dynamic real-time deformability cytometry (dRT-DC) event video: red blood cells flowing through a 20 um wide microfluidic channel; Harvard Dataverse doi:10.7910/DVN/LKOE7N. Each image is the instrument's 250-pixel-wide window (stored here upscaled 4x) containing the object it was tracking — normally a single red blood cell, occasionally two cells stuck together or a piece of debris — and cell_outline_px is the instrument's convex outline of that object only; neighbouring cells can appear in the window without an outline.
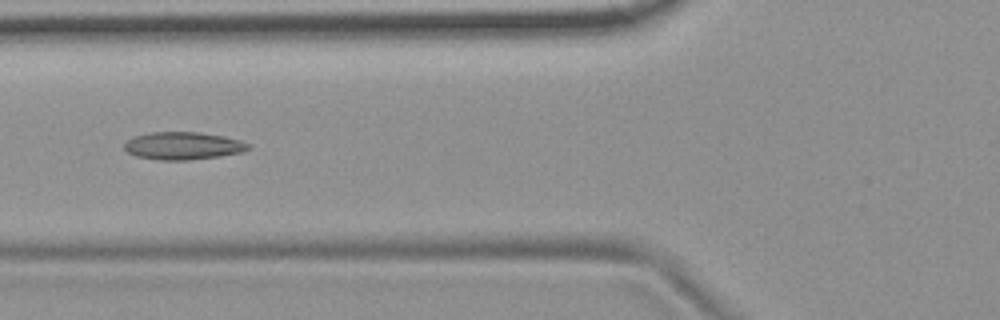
{"species": "common noctule bat (a hibernating species)", "species_latin": "Nyctalus noctula", "temperature_condition": "room temperature", "stored_images_in_passage": 53, "camera_frame_rate_fps": 3000, "um_per_image_px": 0.085, "animal": {"sex": "female", "body_mass_g": 19.9}, "frame": {"image": 1, "passage_image": 20, "time_ms": 6.333, "image_size_px": [1000, 320], "cell_outline_px": [[252, 148], [244, 152], [220, 156], [188, 160], [160, 160], [136, 156], [128, 152], [124, 148], [124, 144], [132, 136], [152, 132], [200, 132], [224, 136], [240, 140], [252, 144]], "centroid_in_image_um": [15.61, 12.39], "position_along_channel_um": 110.2, "area_um2": 20.17}}
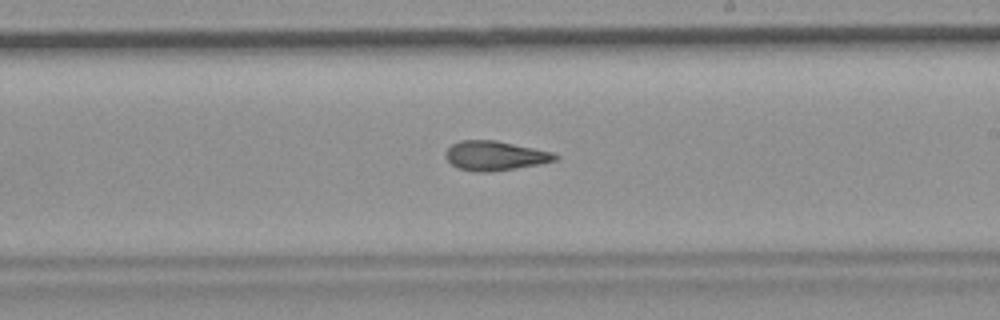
{"frame": {"image": 2, "passage_image": 31, "time_ms": 10.0, "image_size_px": [1000, 320], "cell_outline_px": [[560, 156], [556, 160], [540, 164], [488, 172], [472, 172], [456, 168], [444, 156], [444, 152], [452, 144], [460, 140], [496, 140], [552, 152]], "centroid_in_image_um": [42.03, 13.24], "position_along_channel_um": 247.0, "area_um2": 18.84}}
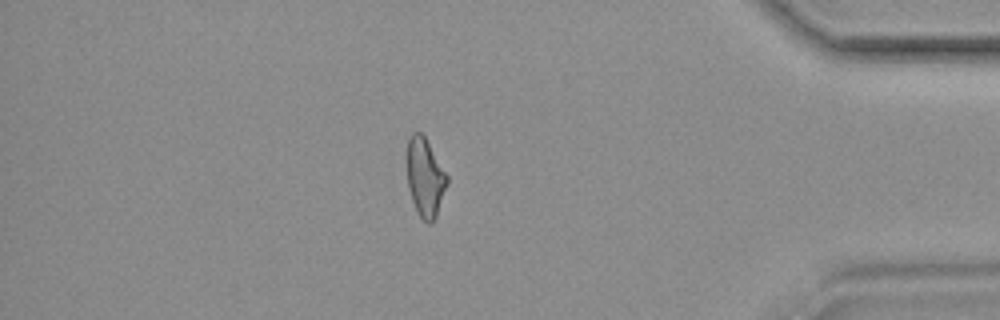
{"frame": {"image": 3, "passage_image": 46, "time_ms": 15.0, "image_size_px": [1000, 320], "cell_outline_px": [[448, 184], [436, 216], [432, 224], [428, 224], [416, 212], [408, 188], [404, 156], [408, 140], [412, 132], [420, 132], [424, 136], [448, 176]], "centroid_in_image_um": [36.09, 15.07], "position_along_channel_um": 399.1, "area_um2": 18.84}, "authors_computed_cell_mechanics": {"area_um2": 19.2474, "velocity_mm_per_s": 3.7369, "shape_relaxation_time_tau1_ms": null, "shape_relaxation_time_tau2_ms": 3.703, "deformation_change_tau1": null, "deformation_change_tau2": 0.1151}}